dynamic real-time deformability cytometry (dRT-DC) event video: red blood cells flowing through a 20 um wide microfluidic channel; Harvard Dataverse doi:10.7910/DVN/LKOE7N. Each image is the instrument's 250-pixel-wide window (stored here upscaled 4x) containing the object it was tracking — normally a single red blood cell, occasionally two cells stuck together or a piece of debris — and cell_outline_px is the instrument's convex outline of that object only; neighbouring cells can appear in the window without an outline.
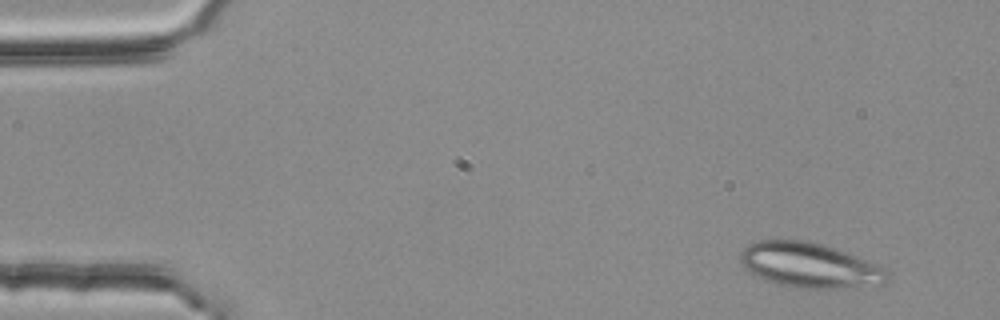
{"species": "common noctule bat (a hibernating species)", "species_latin": "Nyctalus noctula", "temperature_condition": "room temperature", "stored_images_in_passage": 4, "camera_frame_rate_fps": 3000, "um_per_image_px": 0.085, "animal": {"sex": "female", "body_mass_g": 25.1}, "frame": {"image": 1, "passage_image": 1, "time_ms": 0.0, "image_size_px": [1000, 320], "cell_outline_px": [[888, 280], [884, 284], [840, 288], [800, 288], [776, 284], [764, 280], [748, 272], [740, 264], [740, 252], [748, 244], [760, 240], [808, 240], [824, 244], [848, 252], [888, 268]], "centroid_in_image_um": [68.82, 22.54], "position_along_channel_um": 16.2, "area_um2": 39.07}}